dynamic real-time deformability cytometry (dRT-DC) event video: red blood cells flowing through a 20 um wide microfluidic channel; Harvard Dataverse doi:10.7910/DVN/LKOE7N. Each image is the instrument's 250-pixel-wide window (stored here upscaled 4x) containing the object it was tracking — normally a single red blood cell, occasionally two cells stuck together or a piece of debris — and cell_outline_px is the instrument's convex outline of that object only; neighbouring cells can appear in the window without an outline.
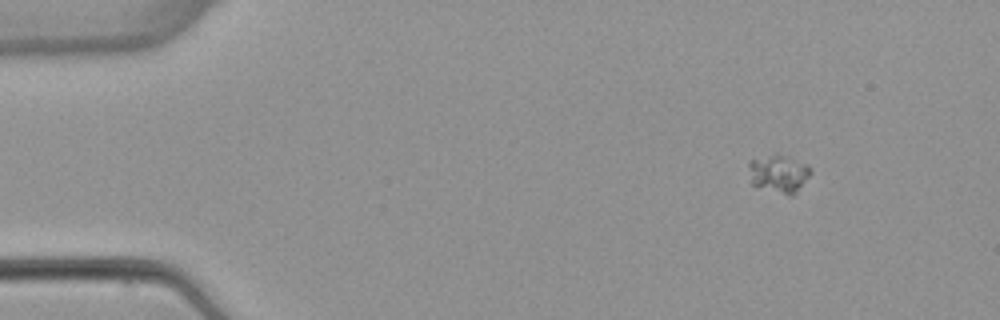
{"species": "common noctule bat (a hibernating species)", "species_latin": "Nyctalus noctula", "temperature_condition": "warm", "stored_images_in_passage": 3, "camera_frame_rate_fps": 3000, "um_per_image_px": 0.085, "animal": {"sex": "female", "body_mass_g": 22.7, "forearm_length_mm": 54.2}, "frame": {"image": 1, "passage_image": 1, "time_ms": 0.0, "image_size_px": [1000, 320], "cell_outline_px": [[812, 172], [796, 192], [792, 196], [788, 196], [752, 184], [748, 168], [748, 164], [752, 160], [776, 152], [808, 164]], "centroid_in_image_um": [66.2, 14.74], "position_along_channel_um": 18.8, "area_um2": 13.7}}
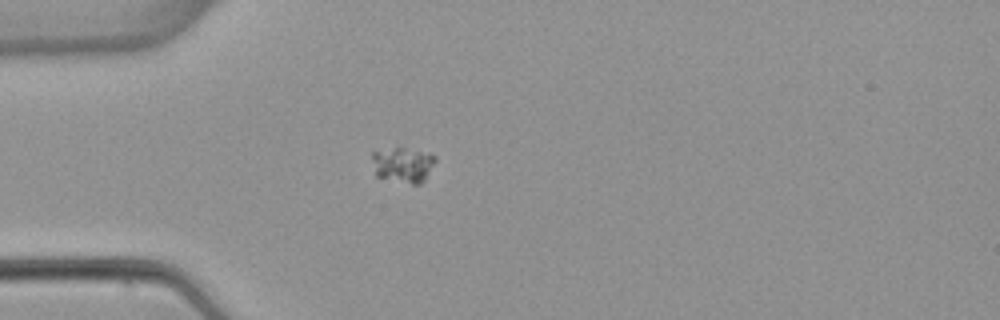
{"frame": {"image": 2, "passage_image": 3, "time_ms": 3.0, "image_size_px": [1000, 320], "cell_outline_px": [[436, 160], [424, 180], [420, 184], [412, 184], [376, 176], [372, 160], [372, 152], [396, 148], [404, 148], [432, 152], [436, 156]], "centroid_in_image_um": [34.29, 13.99], "position_along_channel_um": 50.7, "area_um2": 12.95}}